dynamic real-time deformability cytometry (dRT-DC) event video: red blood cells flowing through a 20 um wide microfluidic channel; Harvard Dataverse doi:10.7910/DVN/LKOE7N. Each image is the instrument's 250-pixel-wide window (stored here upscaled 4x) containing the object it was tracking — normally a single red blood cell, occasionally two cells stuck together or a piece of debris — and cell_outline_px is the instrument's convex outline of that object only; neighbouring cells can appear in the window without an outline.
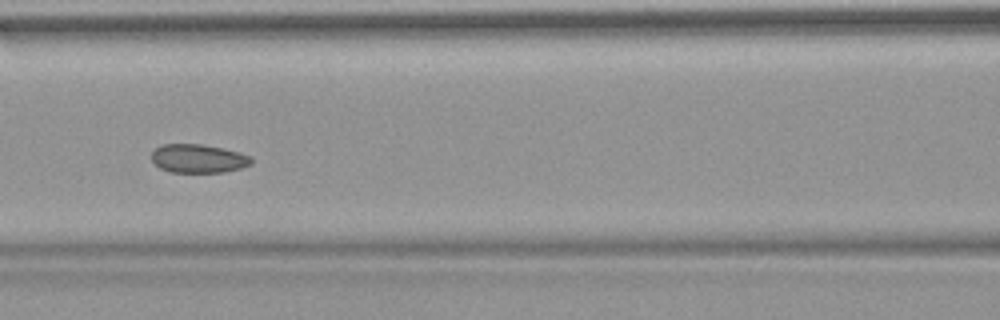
{"species": "common noctule bat (a hibernating species)", "species_latin": "Nyctalus noctula", "temperature_condition": "warm", "stored_images_in_passage": 51, "camera_frame_rate_fps": 3000, "um_per_image_px": 0.085, "animal": {"sex": "female", "body_mass_g": 18.4}, "frame": {"image": 1, "passage_image": 22, "time_ms": 7.0, "image_size_px": [1000, 320], "cell_outline_px": [[252, 164], [240, 168], [224, 172], [168, 172], [160, 168], [152, 160], [152, 152], [160, 144], [200, 144], [240, 152], [252, 156]], "centroid_in_image_um": [16.86, 13.48], "position_along_channel_um": 149.7, "area_um2": 16.65}, "authors_computed_cell_mechanics": {"area_um2": 17.6868, "velocity_mm_per_s": 3.7942, "shape_relaxation_time_tau1_ms": null, "shape_relaxation_time_tau2_ms": 1.6906, "deformation_change_tau1": null, "deformation_change_tau2": 0.0575}}